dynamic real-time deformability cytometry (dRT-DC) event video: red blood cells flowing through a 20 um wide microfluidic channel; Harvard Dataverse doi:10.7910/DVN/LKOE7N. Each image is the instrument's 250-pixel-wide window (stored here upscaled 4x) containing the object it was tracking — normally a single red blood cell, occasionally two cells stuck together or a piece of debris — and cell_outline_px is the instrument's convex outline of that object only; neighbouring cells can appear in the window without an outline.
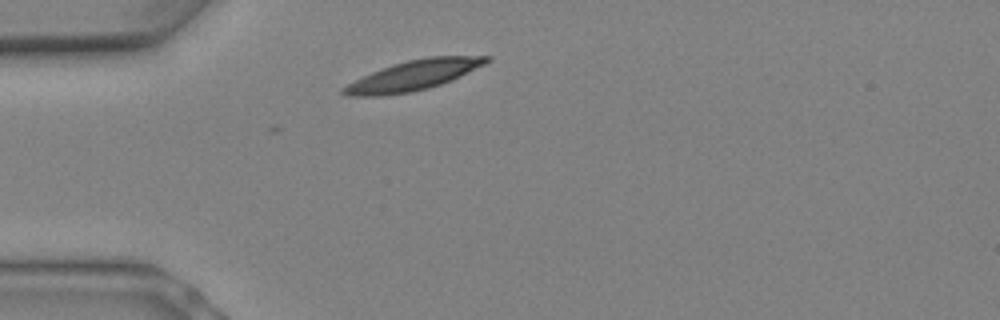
{"species": "Egyptian fruit bat (a non-hibernating species)", "species_latin": "Rousettus aegyptiacus", "temperature_condition": "warm", "stored_images_in_passage": 3, "camera_frame_rate_fps": 3000, "um_per_image_px": 0.085, "animal": {"sex": "female"}, "frame": {"image": 1, "passage_image": 1, "time_ms": 0.0, "image_size_px": [1000, 320], "cell_outline_px": [[492, 60], [452, 80], [428, 88], [408, 92], [380, 96], [348, 96], [340, 92], [340, 88], [372, 72], [392, 64], [408, 60], [428, 56], [492, 56]], "centroid_in_image_um": [35.14, 6.4], "position_along_channel_um": 49.9, "area_um2": 24.68}}
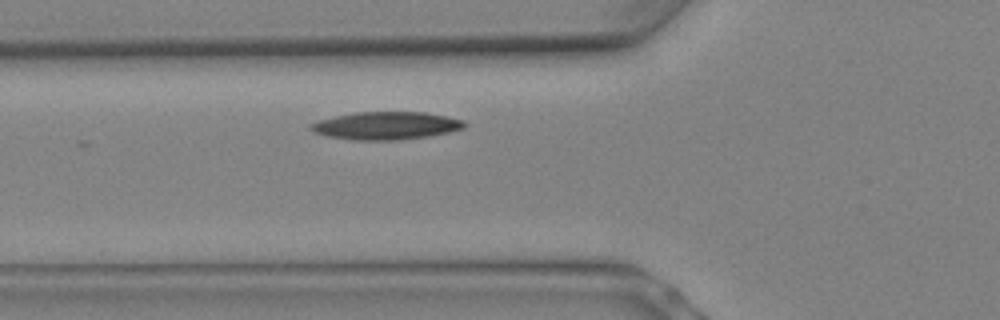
{"frame": {"image": 2, "passage_image": 3, "time_ms": 0.667, "image_size_px": [1000, 320], "cell_outline_px": [[468, 124], [464, 128], [448, 132], [428, 136], [400, 140], [352, 140], [328, 136], [316, 132], [308, 128], [308, 124], [320, 120], [336, 116], [356, 112], [424, 112], [448, 116], [464, 120]], "centroid_in_image_um": [32.85, 10.68], "position_along_channel_um": 93.0, "area_um2": 24.91}}